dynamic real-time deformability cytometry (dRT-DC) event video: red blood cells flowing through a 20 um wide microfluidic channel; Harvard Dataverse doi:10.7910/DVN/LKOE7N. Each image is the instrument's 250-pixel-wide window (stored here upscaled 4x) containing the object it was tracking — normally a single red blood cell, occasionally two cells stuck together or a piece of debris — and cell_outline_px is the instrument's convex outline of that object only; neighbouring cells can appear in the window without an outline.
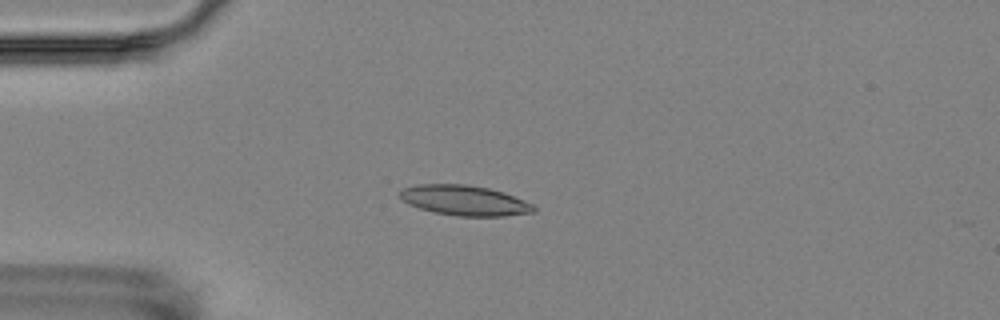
{"species": "Egyptian fruit bat (a non-hibernating species)", "species_latin": "Rousettus aegyptiacus", "temperature_condition": "room temperature", "stored_images_in_passage": 1, "camera_frame_rate_fps": 3000, "um_per_image_px": 0.085, "animal": {"sex": "female"}, "frame": {"image": 1, "passage_image": 1, "time_ms": 0.0, "image_size_px": [1000, 320], "cell_outline_px": [[536, 212], [504, 216], [460, 216], [432, 212], [408, 204], [400, 196], [400, 192], [404, 188], [416, 184], [464, 184], [488, 188], [504, 192], [524, 200], [532, 204], [536, 208]], "centroid_in_image_um": [39.51, 17.04], "position_along_channel_um": 45.5, "area_um2": 23.47}}